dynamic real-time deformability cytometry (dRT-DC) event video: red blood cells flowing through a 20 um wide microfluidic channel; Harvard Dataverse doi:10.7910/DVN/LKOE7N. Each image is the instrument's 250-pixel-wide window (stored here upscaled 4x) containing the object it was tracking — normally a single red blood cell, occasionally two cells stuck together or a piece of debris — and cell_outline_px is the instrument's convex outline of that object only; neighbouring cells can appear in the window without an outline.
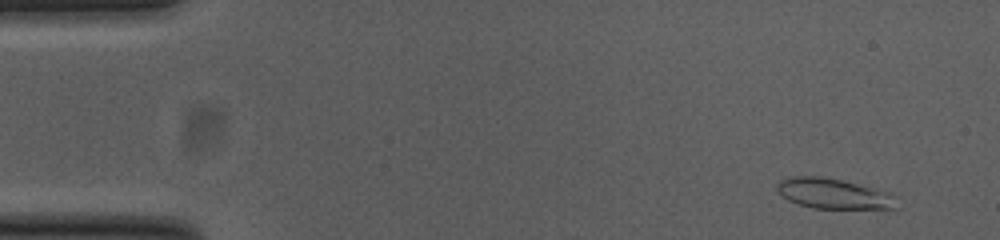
{"species": "common noctule bat (a hibernating species)", "species_latin": "Nyctalus noctula", "temperature_condition": "cold", "stored_images_in_passage": 53, "camera_frame_rate_fps": 3000, "um_per_image_px": 0.085, "animal": {"sex": "female", "body_mass_g": 23.0, "forearm_length_mm": 53.4}, "frame": {"image": 1, "passage_image": 4, "time_ms": 1.0, "image_size_px": [1000, 240], "cell_outline_px": [[900, 208], [812, 208], [788, 200], [776, 188], [776, 184], [780, 180], [792, 176], [820, 176], [840, 180], [892, 192], [900, 196]], "centroid_in_image_um": [70.97, 16.46], "position_along_channel_um": 14.0, "area_um2": 21.33}}
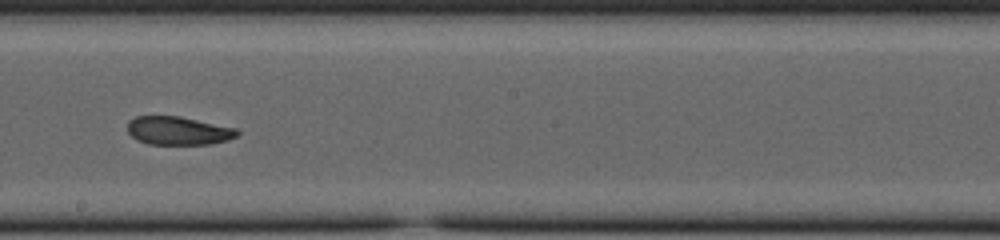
{"frame": {"image": 2, "passage_image": 30, "time_ms": 9.667, "image_size_px": [1000, 240], "cell_outline_px": [[240, 132], [236, 136], [228, 140], [212, 144], [148, 144], [136, 140], [128, 132], [128, 120], [136, 116], [180, 116], [236, 128]], "centroid_in_image_um": [15.14, 11.11], "position_along_channel_um": 233.1, "area_um2": 18.21}}
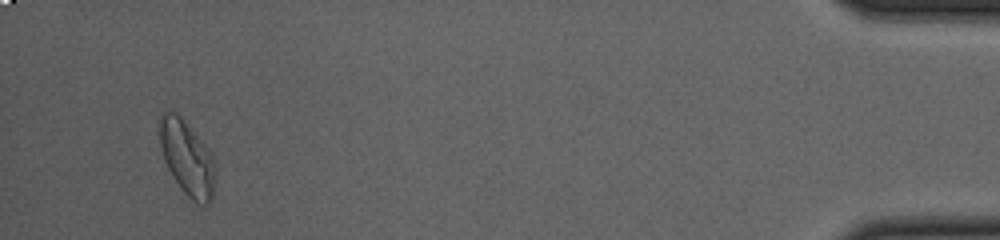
{"frame": {"image": 3, "passage_image": 51, "time_ms": 16.667, "image_size_px": [1000, 240], "cell_outline_px": [[212, 200], [208, 204], [196, 204], [184, 192], [168, 168], [164, 160], [160, 148], [160, 112], [176, 112], [184, 120], [200, 140], [212, 156]], "centroid_in_image_um": [15.84, 13.41], "position_along_channel_um": 419.4, "area_um2": 23.18}, "authors_computed_cell_mechanics": {"area_um2": 19.9988, "velocity_mm_per_s": 3.7918, "shape_relaxation_time_tau1_ms": null, "shape_relaxation_time_tau2_ms": 4.9329, "deformation_change_tau1": null, "deformation_change_tau2": 0.1079}}